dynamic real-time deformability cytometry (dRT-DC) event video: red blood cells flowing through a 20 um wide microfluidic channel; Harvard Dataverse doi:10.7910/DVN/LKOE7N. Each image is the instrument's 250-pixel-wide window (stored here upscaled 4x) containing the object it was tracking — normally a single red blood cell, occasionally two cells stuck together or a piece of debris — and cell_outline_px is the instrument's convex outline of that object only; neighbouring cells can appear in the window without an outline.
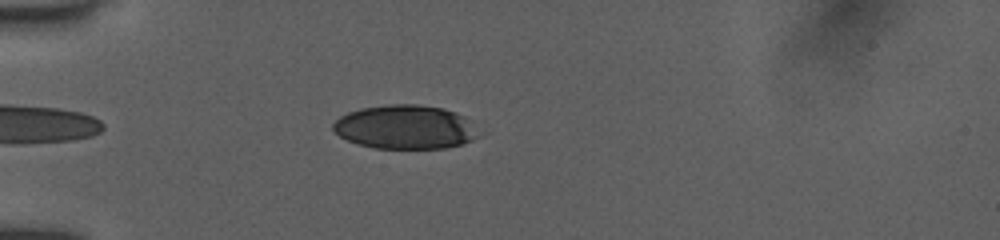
{"species": "human", "species_latin": "Homo sapiens", "temperature_condition": "room temperature", "stored_images_in_passage": 44, "camera_frame_rate_fps": 3000, "um_per_image_px": 0.085, "donor": {"sex": "female"}, "frame": {"image": 1, "passage_image": 1, "time_ms": 0.0, "image_size_px": [1000, 240], "cell_outline_px": [[488, 132], [472, 140], [460, 144], [444, 148], [376, 148], [360, 144], [348, 140], [340, 136], [332, 128], [332, 124], [340, 116], [348, 112], [360, 108], [388, 104], [416, 104], [444, 108], [456, 112], [464, 116]], "centroid_in_image_um": [34.55, 10.79], "position_along_channel_um": 50.4, "area_um2": 37.8}}
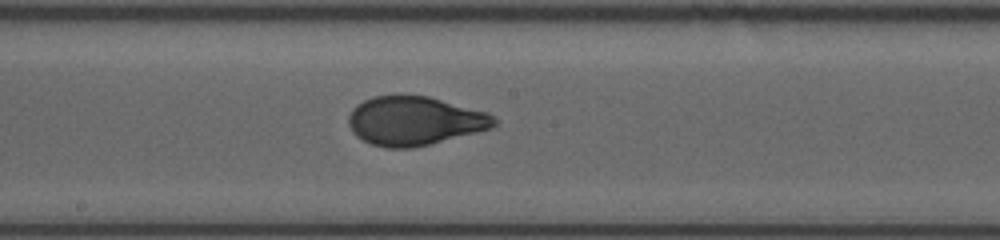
{"frame": {"image": 2, "passage_image": 18, "time_ms": 4.667, "image_size_px": [1000, 240], "cell_outline_px": [[500, 120], [492, 128], [412, 148], [388, 148], [372, 144], [356, 136], [352, 132], [348, 124], [348, 116], [352, 108], [356, 104], [372, 96], [400, 92], [428, 96], [488, 112]], "centroid_in_image_um": [35.21, 10.23], "position_along_channel_um": 213.0, "area_um2": 42.19}}
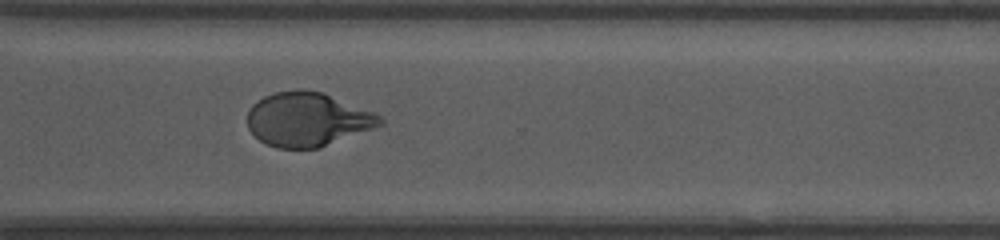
{"frame": {"image": 3, "passage_image": 32, "time_ms": 8.0, "image_size_px": [1000, 240], "cell_outline_px": [[384, 124], [320, 148], [276, 148], [260, 140], [248, 128], [248, 112], [252, 104], [256, 100], [264, 96], [276, 92], [324, 92], [376, 112], [384, 120]], "centroid_in_image_um": [26.18, 10.17], "position_along_channel_um": 344.4, "area_um2": 41.38}, "authors_computed_cell_mechanics": {"area_um2": 41.4426, "velocity_mm_per_s": 3.9613, "shape_relaxation_time_tau1_ms": 4.4768, "shape_relaxation_time_tau2_ms": null, "deformation_change_tau1": 0.1955, "deformation_change_tau2": null}}